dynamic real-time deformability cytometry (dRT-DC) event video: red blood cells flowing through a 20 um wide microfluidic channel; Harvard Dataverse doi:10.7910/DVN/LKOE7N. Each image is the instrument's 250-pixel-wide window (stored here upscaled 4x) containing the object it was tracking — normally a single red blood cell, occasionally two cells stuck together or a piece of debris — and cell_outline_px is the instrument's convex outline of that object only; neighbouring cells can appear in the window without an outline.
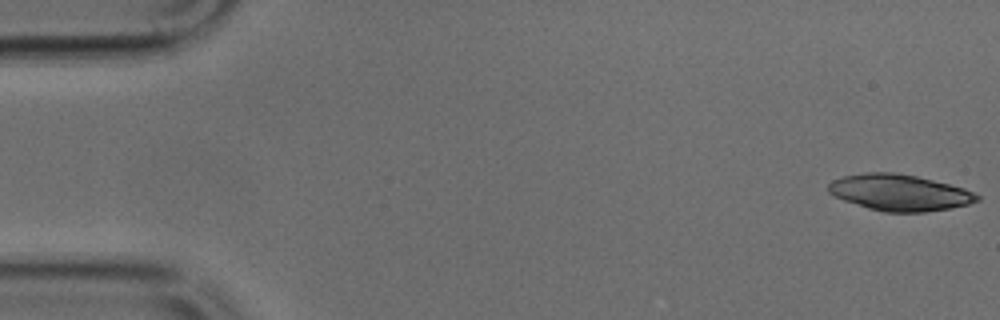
{"species": "common noctule bat (a hibernating species)", "species_latin": "Nyctalus noctula", "temperature_condition": "cold", "stored_images_in_passage": 47, "camera_frame_rate_fps": 3000, "um_per_image_px": 0.085, "animal": {"sex": "male", "body_mass_g": 17.9, "forearm_length_mm": 54.2}, "frame": {"image": 1, "passage_image": 1, "time_ms": 0.0, "image_size_px": [1000, 320], "cell_outline_px": [[980, 200], [968, 204], [952, 208], [924, 212], [884, 212], [868, 208], [844, 200], [828, 192], [828, 184], [832, 180], [844, 176], [864, 172], [896, 172], [916, 176], [964, 188], [980, 196]], "centroid_in_image_um": [76.45, 16.36], "position_along_channel_um": 8.5, "area_um2": 31.33}}
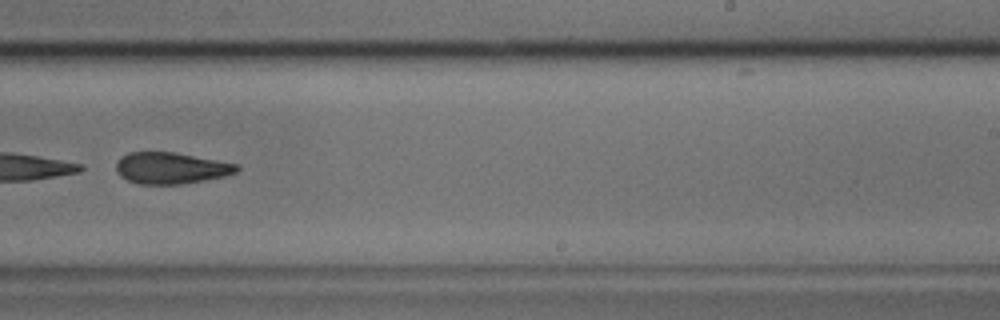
{"frame": {"image": 2, "passage_image": 30, "time_ms": 9.667, "image_size_px": [1000, 320], "cell_outline_px": [[240, 168], [236, 172], [224, 176], [204, 180], [180, 184], [140, 184], [128, 180], [120, 176], [116, 172], [116, 160], [120, 156], [128, 152], [172, 152], [240, 164]], "centroid_in_image_um": [14.5, 14.28], "position_along_channel_um": 274.5, "area_um2": 22.14}}